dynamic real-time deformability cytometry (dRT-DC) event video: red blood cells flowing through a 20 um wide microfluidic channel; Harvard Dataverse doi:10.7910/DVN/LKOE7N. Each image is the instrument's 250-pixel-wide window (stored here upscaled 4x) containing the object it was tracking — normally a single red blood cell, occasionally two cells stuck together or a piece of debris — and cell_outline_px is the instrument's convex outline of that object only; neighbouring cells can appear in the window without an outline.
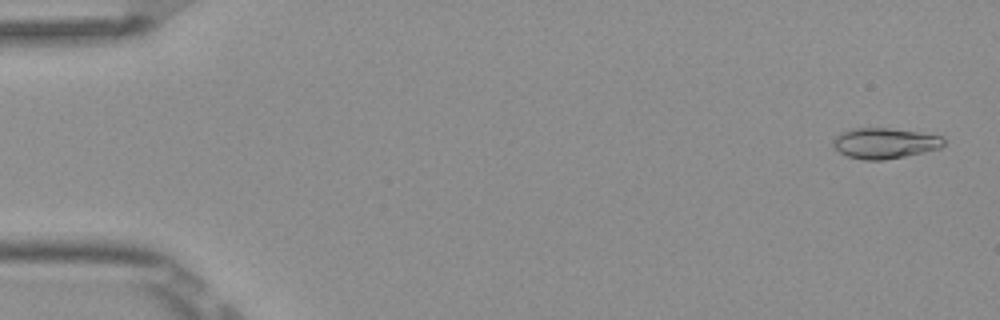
{"species": "Egyptian fruit bat (a non-hibernating species)", "species_latin": "Rousettus aegyptiacus", "temperature_condition": "room temperature", "stored_images_in_passage": 5, "camera_frame_rate_fps": 3000, "um_per_image_px": 0.085, "frame": {"image": 1, "passage_image": 1, "time_ms": 0.0, "image_size_px": [1000, 320], "cell_outline_px": [[944, 144], [940, 148], [924, 152], [884, 160], [864, 160], [848, 156], [832, 148], [832, 140], [840, 132], [852, 128], [888, 128], [916, 132], [940, 136], [944, 140]], "centroid_in_image_um": [75.13, 12.17], "position_along_channel_um": 9.9, "area_um2": 19.65}}
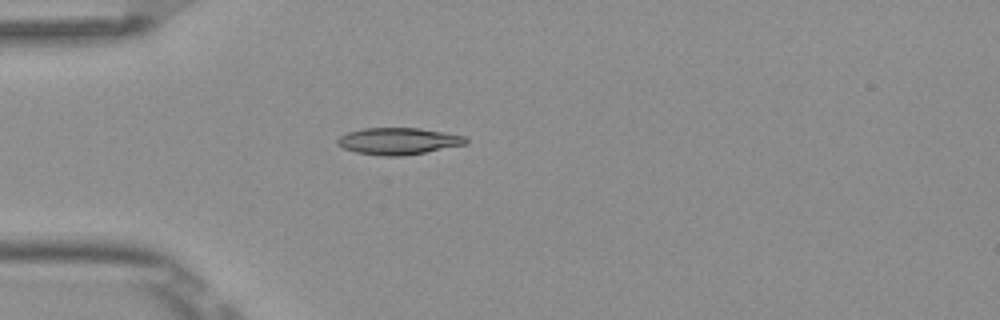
{"frame": {"image": 2, "passage_image": 4, "time_ms": 1.0, "image_size_px": [1000, 320], "cell_outline_px": [[468, 144], [404, 156], [384, 156], [356, 152], [344, 148], [336, 144], [336, 140], [340, 136], [348, 132], [364, 128], [420, 128], [468, 136]], "centroid_in_image_um": [33.9, 11.99], "position_along_channel_um": 51.1, "area_um2": 20.17}}